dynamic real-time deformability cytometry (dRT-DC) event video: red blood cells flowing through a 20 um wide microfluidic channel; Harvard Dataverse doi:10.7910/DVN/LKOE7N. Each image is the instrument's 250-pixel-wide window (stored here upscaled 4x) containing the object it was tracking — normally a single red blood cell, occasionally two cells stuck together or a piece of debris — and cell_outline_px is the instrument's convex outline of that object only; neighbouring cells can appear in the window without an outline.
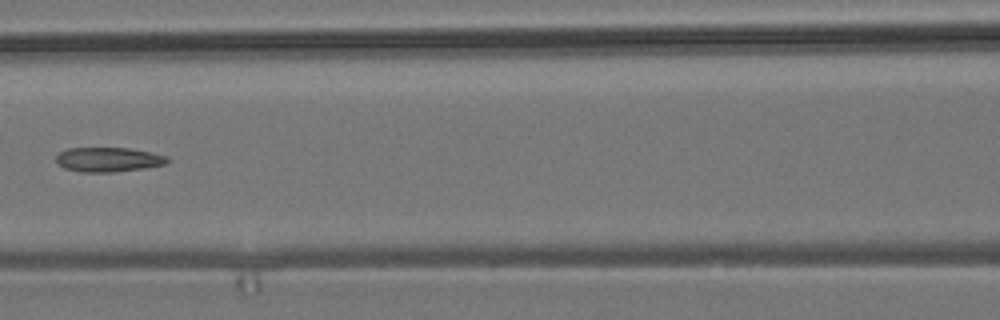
{"species": "common noctule bat (a hibernating species)", "species_latin": "Nyctalus noctula", "temperature_condition": "room temperature", "stored_images_in_passage": 7, "camera_frame_rate_fps": 3000, "um_per_image_px": 0.085, "animal": {"sex": "male", "body_mass_g": 19.2, "forearm_length_mm": 51.8}, "frame": {"image": 1, "passage_image": 6, "time_ms": 7.0, "image_size_px": [1000, 320], "cell_outline_px": [[172, 160], [164, 164], [144, 168], [112, 172], [80, 172], [64, 168], [56, 164], [56, 156], [60, 152], [68, 148], [128, 148], [168, 156]], "centroid_in_image_um": [9.19, 13.56], "position_along_channel_um": 157.4, "area_um2": 15.9}}
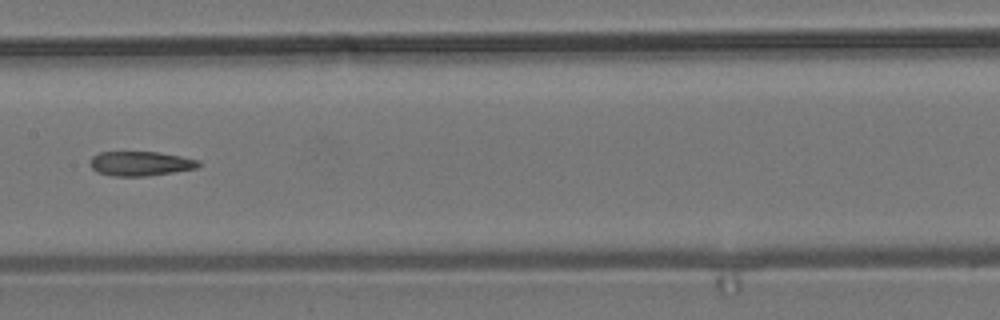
{"frame": {"image": 2, "passage_image": 7, "time_ms": 8.0, "image_size_px": [1000, 320], "cell_outline_px": [[200, 164], [196, 168], [148, 176], [112, 176], [96, 172], [88, 164], [88, 160], [92, 156], [100, 152], [156, 152], [180, 156], [200, 160]], "centroid_in_image_um": [11.87, 13.9], "position_along_channel_um": 195.5, "area_um2": 15.55}}